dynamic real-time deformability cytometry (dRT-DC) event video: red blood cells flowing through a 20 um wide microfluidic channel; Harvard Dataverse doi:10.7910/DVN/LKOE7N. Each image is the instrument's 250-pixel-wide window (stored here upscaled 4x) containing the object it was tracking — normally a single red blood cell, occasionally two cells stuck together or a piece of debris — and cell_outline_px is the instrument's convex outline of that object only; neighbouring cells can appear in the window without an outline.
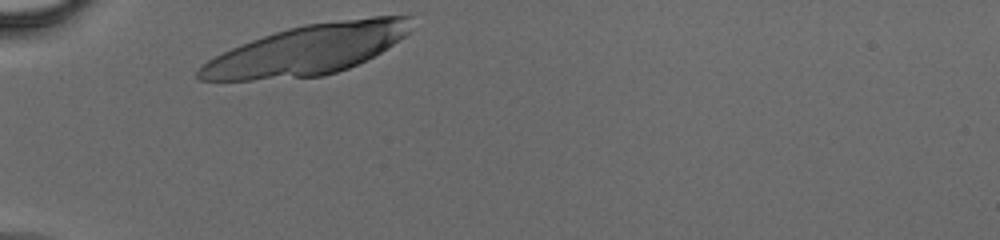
{"species": "human", "species_latin": "Homo sapiens", "temperature_condition": "cold", "stored_images_in_passage": 25, "camera_frame_rate_fps": 3000, "um_per_image_px": 0.085, "donor": {"sex": "male"}, "frame": {"image": 1, "passage_image": 1, "time_ms": 0.0, "image_size_px": [1000, 240], "cell_outline_px": [[412, 28], [404, 36], [380, 52], [348, 68], [336, 72], [320, 76], [252, 80], [200, 80], [196, 76], [196, 72], [208, 60], [232, 48], [252, 40], [288, 28], [304, 24], [372, 16], [408, 16]], "centroid_in_image_um": [26.12, 4.23], "position_along_channel_um": 58.9, "area_um2": 60.69}}
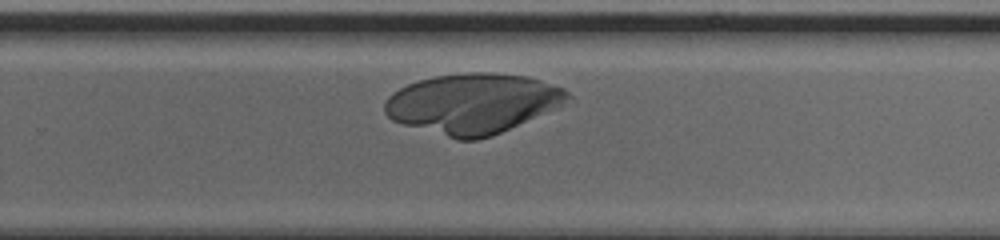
{"frame": {"image": 2, "passage_image": 18, "time_ms": 5.667, "image_size_px": [1000, 240], "cell_outline_px": [[572, 96], [560, 108], [492, 136], [476, 140], [456, 140], [400, 124], [392, 120], [384, 112], [384, 104], [388, 96], [392, 92], [408, 84], [420, 80], [436, 76], [468, 72], [492, 72], [528, 76], [564, 88]], "centroid_in_image_um": [40.21, 8.81], "position_along_channel_um": 289.6, "area_um2": 64.74}}